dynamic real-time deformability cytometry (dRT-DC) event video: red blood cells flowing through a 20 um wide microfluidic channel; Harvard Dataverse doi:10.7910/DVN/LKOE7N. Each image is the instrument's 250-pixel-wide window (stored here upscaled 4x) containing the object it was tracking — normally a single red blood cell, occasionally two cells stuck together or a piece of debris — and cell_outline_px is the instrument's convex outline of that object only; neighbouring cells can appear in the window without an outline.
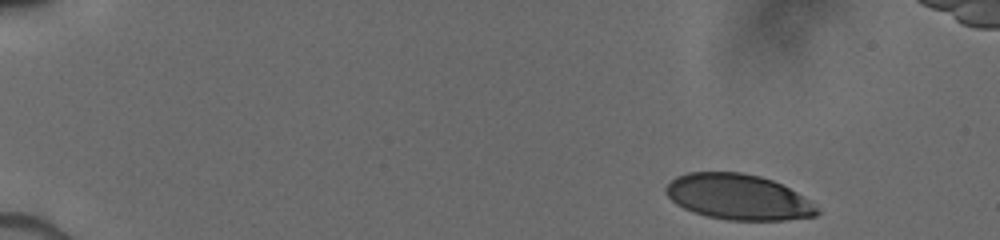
{"species": "human", "species_latin": "Homo sapiens", "temperature_condition": "cold", "stored_images_in_passage": 10, "camera_frame_rate_fps": 3000, "um_per_image_px": 0.085, "donor": {"sex": "male"}, "frame": {"image": 1, "passage_image": 1, "time_ms": 0.0, "image_size_px": [1000, 240], "cell_outline_px": [[820, 212], [816, 216], [784, 220], [728, 220], [708, 216], [692, 212], [676, 204], [668, 196], [664, 188], [676, 176], [688, 172], [744, 172], [760, 176], [772, 180], [796, 192], [808, 200]], "centroid_in_image_um": [62.71, 16.74], "position_along_channel_um": 22.3, "area_um2": 39.88}}
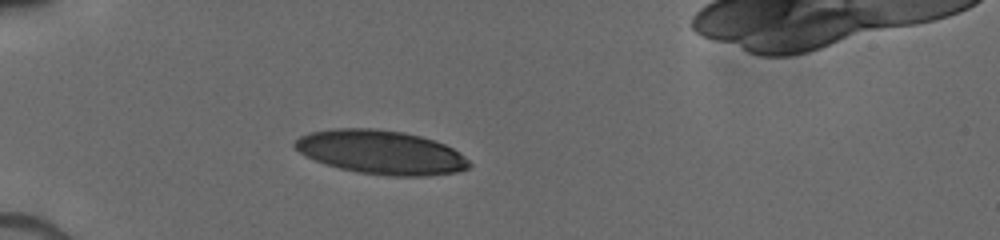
{"frame": {"image": 2, "passage_image": 6, "time_ms": 3.333, "image_size_px": [1000, 240], "cell_outline_px": [[472, 164], [468, 168], [456, 172], [428, 176], [388, 176], [356, 172], [340, 168], [316, 160], [300, 152], [292, 144], [300, 136], [312, 132], [332, 128], [372, 128], [404, 132], [420, 136], [444, 144], [460, 152]], "centroid_in_image_um": [32.41, 12.94], "position_along_channel_um": 52.6, "area_um2": 44.39}}
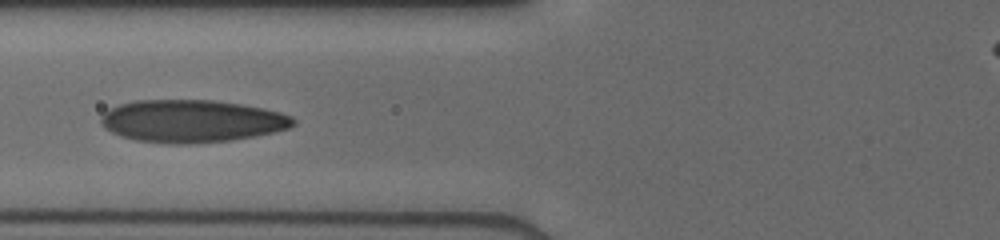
{"frame": {"image": 3, "passage_image": 9, "time_ms": 5.333, "image_size_px": [1000, 240], "cell_outline_px": [[296, 124], [288, 128], [272, 132], [232, 140], [188, 144], [164, 144], [136, 140], [120, 136], [104, 128], [100, 120], [104, 112], [120, 104], [136, 100], [212, 100], [240, 104], [280, 112], [292, 116], [296, 120]], "centroid_in_image_um": [16.28, 10.3], "position_along_channel_um": 109.5, "area_um2": 47.57}}